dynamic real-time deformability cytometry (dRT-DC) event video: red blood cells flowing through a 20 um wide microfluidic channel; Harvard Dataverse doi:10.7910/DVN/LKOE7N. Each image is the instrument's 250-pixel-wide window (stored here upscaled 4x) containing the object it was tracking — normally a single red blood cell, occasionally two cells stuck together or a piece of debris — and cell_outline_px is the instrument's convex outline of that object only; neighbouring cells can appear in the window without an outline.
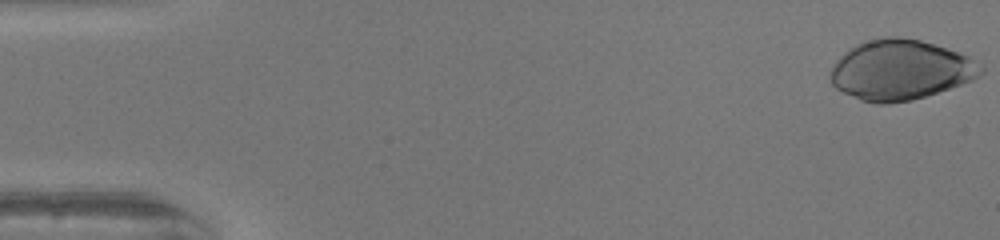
{"species": "human", "species_latin": "Homo sapiens", "temperature_condition": "warm", "stored_images_in_passage": 42, "camera_frame_rate_fps": 3000, "um_per_image_px": 0.085, "donor": {"sex": "female"}, "frame": {"image": 1, "passage_image": 1, "time_ms": 0.0, "image_size_px": [1000, 240], "cell_outline_px": [[984, 72], [980, 76], [972, 80], [912, 100], [888, 104], [876, 104], [860, 100], [836, 88], [832, 84], [828, 76], [836, 60], [844, 52], [856, 44], [884, 36], [900, 36], [920, 40], [968, 56], [984, 68]], "centroid_in_image_um": [76.5, 5.95], "position_along_channel_um": 8.5, "area_um2": 52.37}}
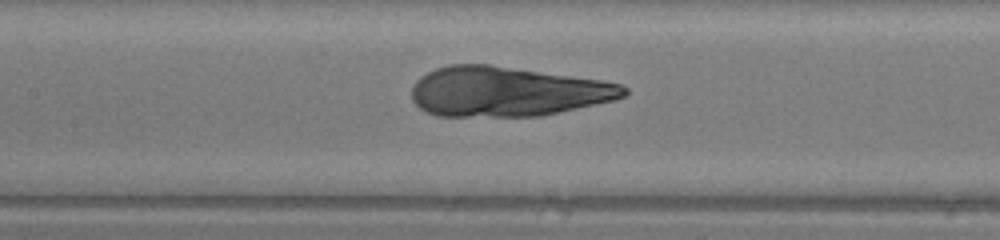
{"frame": {"image": 2, "passage_image": 24, "time_ms": 7.667, "image_size_px": [1000, 240], "cell_outline_px": [[628, 92], [624, 96], [616, 100], [540, 116], [436, 116], [420, 108], [412, 100], [412, 84], [420, 76], [436, 68], [448, 64], [488, 64], [600, 80], [624, 84], [628, 88]], "centroid_in_image_um": [43.1, 7.78], "position_along_channel_um": 164.3, "area_um2": 61.67}}
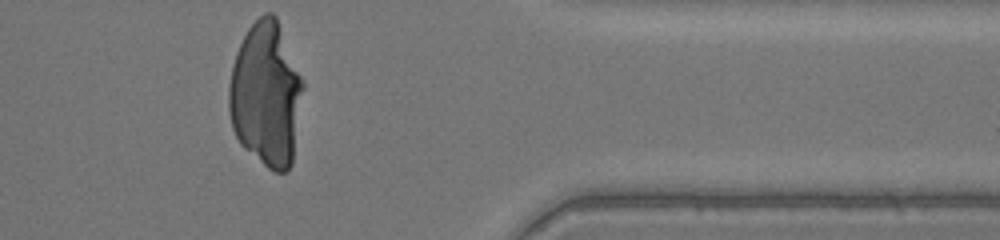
{"frame": {"image": 3, "passage_image": 42, "time_ms": 13.667, "image_size_px": [1000, 240], "cell_outline_px": [[304, 88], [292, 164], [288, 172], [276, 172], [268, 168], [244, 148], [240, 144], [232, 128], [228, 112], [228, 88], [232, 64], [236, 52], [248, 28], [264, 12], [272, 12], [276, 16], [304, 84]], "centroid_in_image_um": [22.6, 8.05], "position_along_channel_um": 388.8, "area_um2": 62.6}}